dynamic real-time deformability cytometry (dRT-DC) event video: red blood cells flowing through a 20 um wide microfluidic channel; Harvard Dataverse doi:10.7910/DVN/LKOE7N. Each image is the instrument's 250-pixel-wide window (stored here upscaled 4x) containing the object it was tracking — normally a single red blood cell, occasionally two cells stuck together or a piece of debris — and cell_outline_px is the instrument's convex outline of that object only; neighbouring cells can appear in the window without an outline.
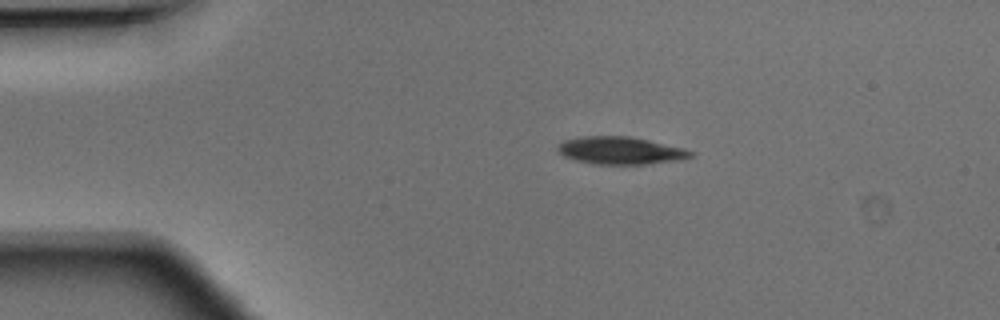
{"species": "Egyptian fruit bat (a non-hibernating species)", "species_latin": "Rousettus aegyptiacus", "temperature_condition": "warm", "stored_images_in_passage": 39, "camera_frame_rate_fps": 3000, "um_per_image_px": 0.085, "animal": {"sex": "male"}, "frame": {"image": 1, "passage_image": 1, "time_ms": 0.0, "image_size_px": [1000, 320], "cell_outline_px": [[696, 152], [692, 156], [680, 160], [648, 164], [592, 164], [576, 160], [564, 156], [556, 148], [564, 140], [580, 136], [628, 136], [648, 140], [684, 148]], "centroid_in_image_um": [52.76, 12.8], "position_along_channel_um": 32.2, "area_um2": 21.33}}
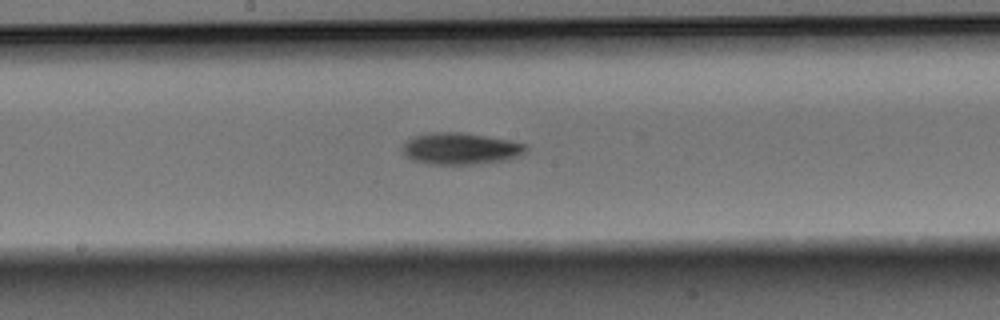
{"frame": {"image": 2, "passage_image": 17, "time_ms": 5.333, "image_size_px": [1000, 320], "cell_outline_px": [[528, 148], [524, 152], [516, 156], [504, 160], [472, 164], [428, 164], [412, 160], [404, 156], [400, 148], [404, 140], [412, 136], [432, 132], [464, 132], [508, 140], [528, 144]], "centroid_in_image_um": [39.05, 12.62], "position_along_channel_um": 209.2, "area_um2": 23.0}}
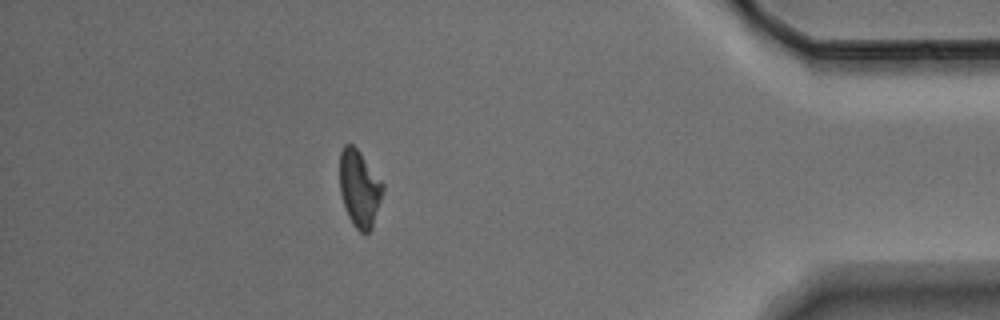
{"frame": {"image": 3, "passage_image": 34, "time_ms": 11.0, "image_size_px": [1000, 320], "cell_outline_px": [[384, 188], [372, 228], [368, 232], [360, 232], [352, 224], [348, 216], [340, 192], [340, 152], [344, 144], [352, 144], [360, 152], [384, 184]], "centroid_in_image_um": [30.55, 16.01], "position_along_channel_um": 404.7, "area_um2": 19.13}}